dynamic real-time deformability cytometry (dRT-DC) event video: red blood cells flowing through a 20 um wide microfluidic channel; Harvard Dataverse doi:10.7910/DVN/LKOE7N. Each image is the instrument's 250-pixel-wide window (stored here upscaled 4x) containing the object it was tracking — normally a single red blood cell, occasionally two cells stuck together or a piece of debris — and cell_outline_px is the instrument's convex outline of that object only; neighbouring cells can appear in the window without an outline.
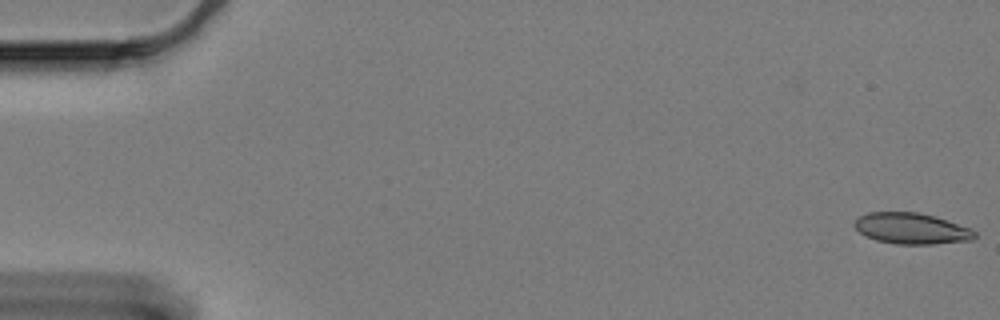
{"species": "Egyptian fruit bat (a non-hibernating species)", "species_latin": "Rousettus aegyptiacus", "temperature_condition": "cold", "stored_images_in_passage": 61, "camera_frame_rate_fps": 3000, "um_per_image_px": 0.085, "animal": {"sex": "female"}, "frame": {"image": 1, "passage_image": 1, "time_ms": 0.0, "image_size_px": [1000, 320], "cell_outline_px": [[976, 236], [972, 240], [932, 244], [896, 244], [876, 240], [860, 232], [852, 224], [860, 216], [868, 212], [916, 212], [932, 216], [968, 228], [976, 232]], "centroid_in_image_um": [77.44, 19.43], "position_along_channel_um": 7.6, "area_um2": 21.33}}
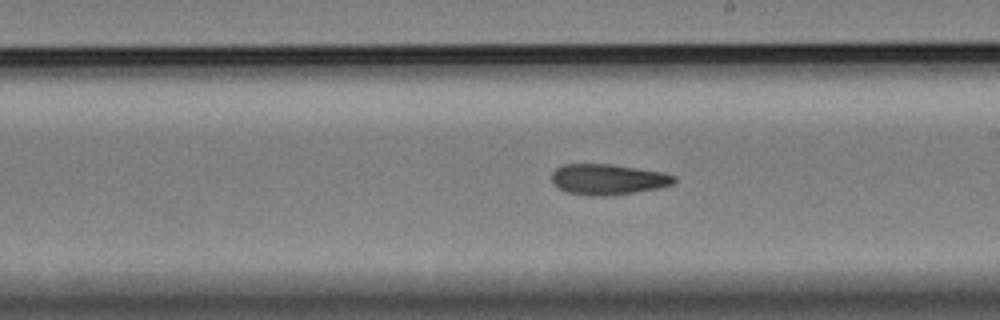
{"frame": {"image": 2, "passage_image": 35, "time_ms": 11.333, "image_size_px": [1000, 320], "cell_outline_px": [[676, 180], [672, 184], [660, 188], [636, 192], [608, 196], [592, 196], [568, 192], [560, 188], [552, 180], [552, 172], [556, 168], [564, 164], [612, 164], [664, 172], [676, 176]], "centroid_in_image_um": [51.72, 15.24], "position_along_channel_um": 237.3, "area_um2": 21.91}}
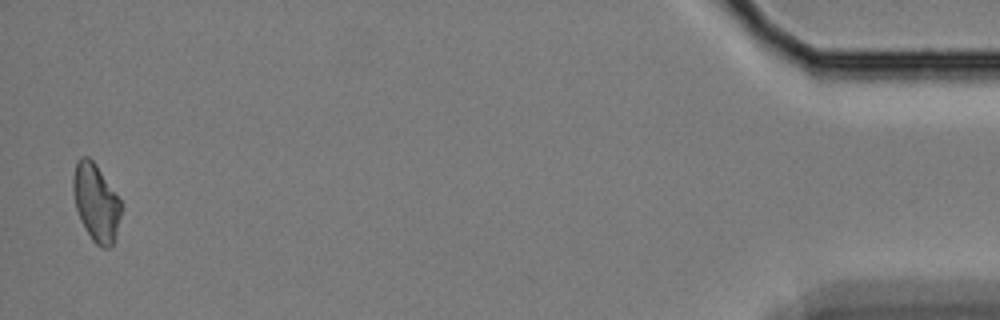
{"frame": {"image": 3, "passage_image": 60, "time_ms": 19.667, "image_size_px": [1000, 320], "cell_outline_px": [[120, 216], [116, 240], [108, 248], [100, 248], [92, 240], [80, 220], [76, 208], [72, 192], [72, 180], [76, 164], [80, 156], [88, 156], [96, 164], [120, 200]], "centroid_in_image_um": [8.14, 17.24], "position_along_channel_um": 427.1, "area_um2": 21.62}, "authors_computed_cell_mechanics": {"area_um2": 21.964, "velocity_mm_per_s": 3.2899, "shape_relaxation_time_tau1_ms": null, "shape_relaxation_time_tau2_ms": 9.9851, "deformation_change_tau1": null, "deformation_change_tau2": 0.1507}}